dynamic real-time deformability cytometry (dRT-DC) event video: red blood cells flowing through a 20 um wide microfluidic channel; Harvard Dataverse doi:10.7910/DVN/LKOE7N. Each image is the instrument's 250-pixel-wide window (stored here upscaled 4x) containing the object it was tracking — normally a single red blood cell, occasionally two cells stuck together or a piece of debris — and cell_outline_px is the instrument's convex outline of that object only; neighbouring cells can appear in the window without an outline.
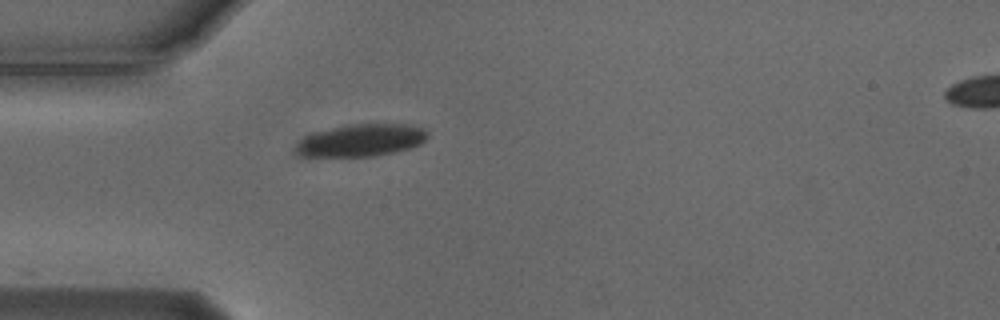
{"species": "Egyptian fruit bat (a non-hibernating species)", "species_latin": "Rousettus aegyptiacus", "temperature_condition": "cold", "stored_images_in_passage": 36, "camera_frame_rate_fps": 3000, "um_per_image_px": 0.085, "animal": {"sex": "male"}, "frame": {"image": 1, "passage_image": 1, "time_ms": 0.0, "image_size_px": [1000, 320], "cell_outline_px": [[428, 136], [420, 144], [396, 152], [372, 156], [300, 156], [296, 152], [296, 144], [304, 136], [312, 132], [344, 124], [408, 124], [424, 128], [428, 132]], "centroid_in_image_um": [30.67, 11.91], "position_along_channel_um": 54.3, "area_um2": 24.97}}
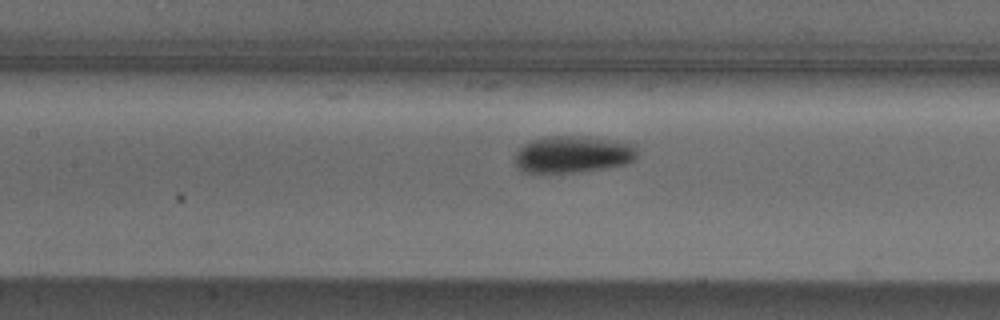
{"frame": {"image": 2, "passage_image": 10, "time_ms": 3.0, "image_size_px": [1000, 320], "cell_outline_px": [[636, 156], [632, 160], [624, 164], [604, 168], [580, 172], [520, 172], [516, 168], [516, 152], [524, 144], [532, 140], [548, 136], [572, 136], [608, 140], [636, 144]], "centroid_in_image_um": [48.65, 13.13], "position_along_channel_um": 158.7, "area_um2": 25.95}}
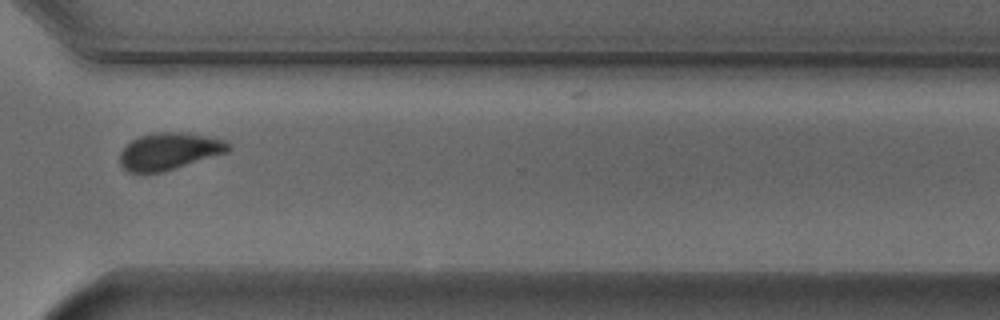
{"frame": {"image": 3, "passage_image": 26, "time_ms": 8.333, "image_size_px": [1000, 320], "cell_outline_px": [[232, 148], [228, 152], [164, 172], [128, 172], [120, 164], [120, 152], [132, 140], [140, 136], [156, 132], [188, 132], [228, 140], [232, 144]], "centroid_in_image_um": [14.45, 12.84], "position_along_channel_um": 356.1, "area_um2": 23.64}, "authors_computed_cell_mechanics": {"area_um2": 24.9118, "velocity_mm_per_s": 3.7046, "shape_relaxation_time_tau1_ms": 3.0278, "shape_relaxation_time_tau2_ms": null, "deformation_change_tau1": 0.0988, "deformation_change_tau2": null}}